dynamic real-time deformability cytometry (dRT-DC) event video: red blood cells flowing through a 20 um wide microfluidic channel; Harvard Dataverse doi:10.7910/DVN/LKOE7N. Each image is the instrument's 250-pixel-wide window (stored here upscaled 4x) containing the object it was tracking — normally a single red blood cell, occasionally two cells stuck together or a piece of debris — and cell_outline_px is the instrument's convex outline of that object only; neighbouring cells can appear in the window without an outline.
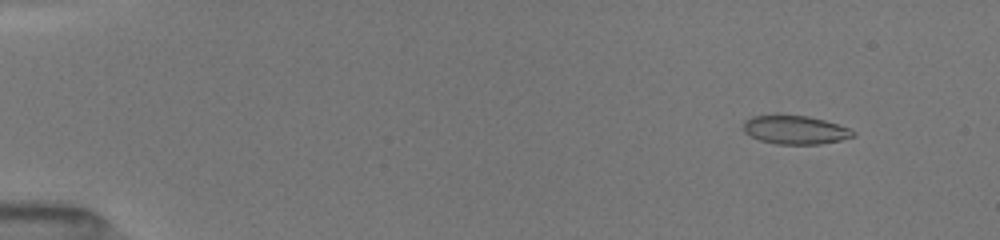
{"species": "common noctule bat (a hibernating species)", "species_latin": "Nyctalus noctula", "temperature_condition": "room temperature", "stored_images_in_passage": 44, "camera_frame_rate_fps": 3000, "um_per_image_px": 0.085, "animal": {"sex": "female", "body_mass_g": 19.5, "forearm_length_mm": 54.1}, "frame": {"image": 1, "passage_image": 6, "time_ms": 1.667, "image_size_px": [1000, 240], "cell_outline_px": [[856, 136], [840, 140], [820, 144], [776, 144], [760, 140], [744, 132], [744, 120], [752, 116], [776, 112], [808, 116], [824, 120], [848, 128], [856, 132]], "centroid_in_image_um": [67.55, 11.0], "position_along_channel_um": 17.5, "area_um2": 18.79}}
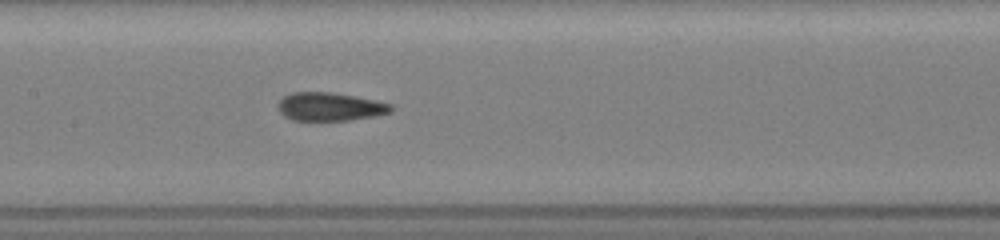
{"frame": {"image": 2, "passage_image": 27, "time_ms": 8.667, "image_size_px": [1000, 240], "cell_outline_px": [[396, 108], [392, 112], [376, 116], [348, 120], [292, 120], [284, 116], [276, 108], [276, 104], [284, 96], [292, 92], [332, 92], [356, 96], [376, 100], [392, 104]], "centroid_in_image_um": [28.07, 9.06], "position_along_channel_um": 179.3, "area_um2": 18.96}}
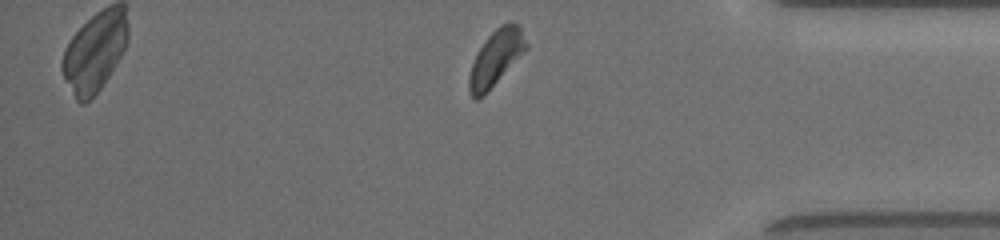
{"frame": {"image": 3, "passage_image": 43, "time_ms": 14.0, "image_size_px": [1000, 240], "cell_outline_px": [[528, 48], [484, 96], [476, 100], [468, 92], [468, 76], [472, 64], [480, 48], [488, 36], [500, 24], [508, 20], [512, 20], [520, 28], [528, 44]], "centroid_in_image_um": [42.15, 4.92], "position_along_channel_um": 393.0, "area_um2": 18.5}, "authors_computed_cell_mechanics": {"area_um2": 18.8139, "velocity_mm_per_s": 4.0685, "shape_relaxation_time_tau1_ms": 4.9991, "shape_relaxation_time_tau2_ms": 0.7904, "deformation_change_tau1": 0.1816, "deformation_change_tau2": 0.0735}}